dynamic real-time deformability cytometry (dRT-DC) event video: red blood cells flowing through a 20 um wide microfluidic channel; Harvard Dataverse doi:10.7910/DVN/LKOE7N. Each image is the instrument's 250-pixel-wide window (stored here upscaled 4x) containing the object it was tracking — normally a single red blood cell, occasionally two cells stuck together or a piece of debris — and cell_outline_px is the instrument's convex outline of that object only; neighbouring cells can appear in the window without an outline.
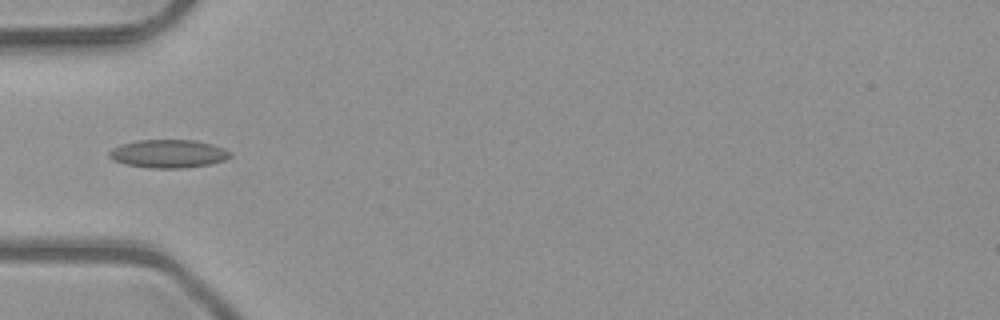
{"species": "common noctule bat (a hibernating species)", "species_latin": "Nyctalus noctula", "temperature_condition": "room temperature", "stored_images_in_passage": 5, "camera_frame_rate_fps": 3000, "um_per_image_px": 0.085, "animal": {"sex": "male", "body_mass_g": 23.1, "forearm_length_mm": 52.7}, "frame": {"image": 1, "passage_image": 4, "time_ms": 1.0, "image_size_px": [1000, 320], "cell_outline_px": [[232, 156], [224, 160], [208, 164], [184, 168], [148, 168], [124, 164], [112, 160], [108, 156], [108, 152], [112, 148], [120, 144], [140, 140], [196, 140], [212, 144], [224, 148], [232, 152]], "centroid_in_image_um": [14.29, 13.06], "position_along_channel_um": 70.7, "area_um2": 20.06}}
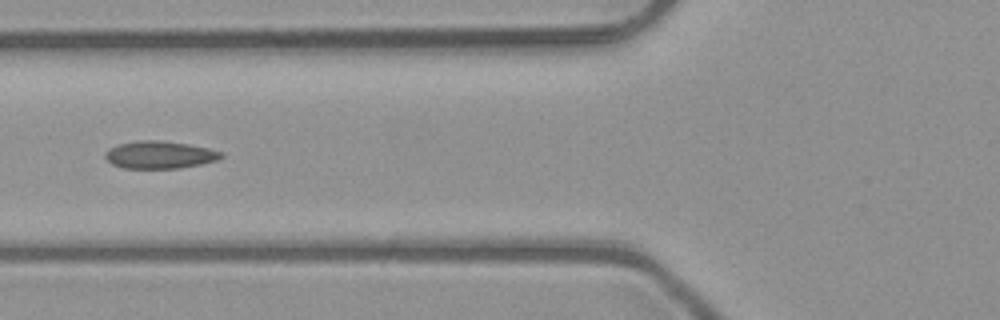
{"frame": {"image": 2, "passage_image": 5, "time_ms": 1.333, "image_size_px": [1000, 320], "cell_outline_px": [[224, 156], [216, 160], [200, 164], [180, 168], [124, 168], [112, 164], [104, 156], [104, 152], [108, 148], [116, 144], [140, 140], [156, 140], [188, 144], [208, 148], [224, 152]], "centroid_in_image_um": [13.55, 13.15], "position_along_channel_um": 112.3, "area_um2": 18.61}}